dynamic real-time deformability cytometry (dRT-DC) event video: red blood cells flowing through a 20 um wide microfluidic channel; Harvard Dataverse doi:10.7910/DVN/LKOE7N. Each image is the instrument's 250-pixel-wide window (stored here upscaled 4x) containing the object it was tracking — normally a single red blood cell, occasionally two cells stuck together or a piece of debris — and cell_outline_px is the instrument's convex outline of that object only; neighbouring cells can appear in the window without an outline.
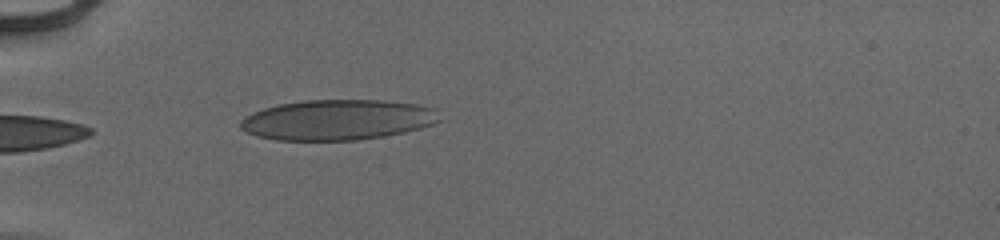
{"species": "human", "species_latin": "Homo sapiens", "temperature_condition": "cold", "stored_images_in_passage": 33, "camera_frame_rate_fps": 3000, "um_per_image_px": 0.085, "donor": {"sex": "male"}, "frame": {"image": 1, "passage_image": 1, "time_ms": 0.0, "image_size_px": [1000, 240], "cell_outline_px": [[444, 120], [420, 128], [404, 132], [384, 136], [356, 140], [276, 140], [256, 136], [240, 128], [240, 120], [244, 116], [252, 112], [264, 108], [280, 104], [304, 100], [384, 100], [416, 104], [436, 108]], "centroid_in_image_um": [28.72, 10.18], "position_along_channel_um": 56.3, "area_um2": 47.16}}
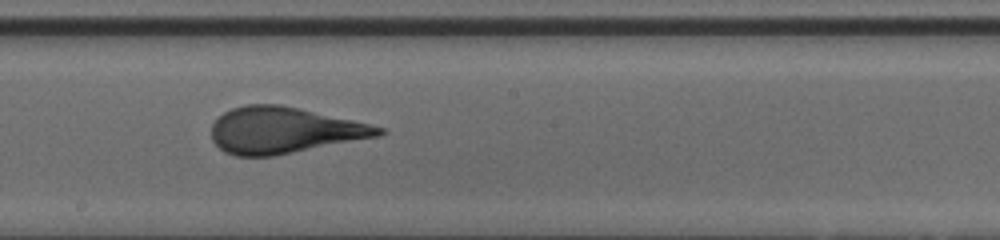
{"frame": {"image": 2, "passage_image": 15, "time_ms": 4.667, "image_size_px": [1000, 240], "cell_outline_px": [[388, 132], [380, 136], [272, 156], [236, 156], [224, 152], [212, 140], [212, 124], [224, 112], [232, 108], [244, 104], [280, 104], [300, 108], [352, 120], [384, 128]], "centroid_in_image_um": [24.12, 11.07], "position_along_channel_um": 224.1, "area_um2": 44.85}}
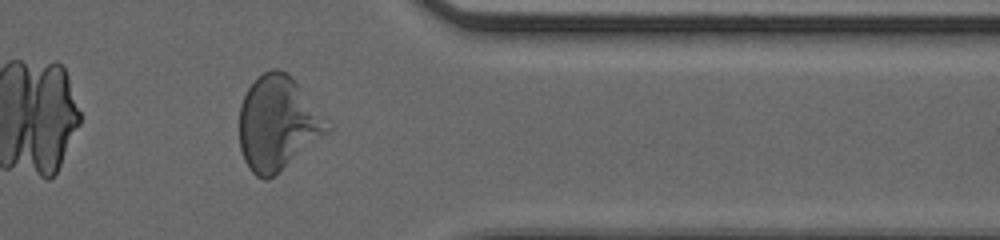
{"frame": {"image": 3, "passage_image": 28, "time_ms": 9.0, "image_size_px": [1000, 240], "cell_outline_px": [[332, 128], [268, 180], [264, 180], [256, 176], [248, 168], [244, 160], [240, 148], [240, 104], [248, 88], [264, 72], [272, 68], [280, 68], [288, 72], [292, 76], [332, 124]], "centroid_in_image_um": [23.6, 10.45], "position_along_channel_um": 387.8, "area_um2": 47.97}, "authors_computed_cell_mechanics": {"area_um2": 45.0262, "velocity_mm_per_s": 3.9448, "shape_relaxation_time_tau1_ms": 6.2705, "shape_relaxation_time_tau2_ms": null, "deformation_change_tau1": 0.2319, "deformation_change_tau2": null}}